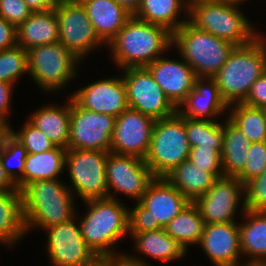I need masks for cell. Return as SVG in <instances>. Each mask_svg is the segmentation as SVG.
I'll use <instances>...</instances> for the list:
<instances>
[{
  "mask_svg": "<svg viewBox=\"0 0 266 266\" xmlns=\"http://www.w3.org/2000/svg\"><path fill=\"white\" fill-rule=\"evenodd\" d=\"M172 44L173 33L169 29L132 16L106 48L115 67L122 70L146 67L172 49Z\"/></svg>",
  "mask_w": 266,
  "mask_h": 266,
  "instance_id": "1",
  "label": "cell"
},
{
  "mask_svg": "<svg viewBox=\"0 0 266 266\" xmlns=\"http://www.w3.org/2000/svg\"><path fill=\"white\" fill-rule=\"evenodd\" d=\"M20 192L26 234L68 222L78 212L75 197L62 179L37 180Z\"/></svg>",
  "mask_w": 266,
  "mask_h": 266,
  "instance_id": "2",
  "label": "cell"
},
{
  "mask_svg": "<svg viewBox=\"0 0 266 266\" xmlns=\"http://www.w3.org/2000/svg\"><path fill=\"white\" fill-rule=\"evenodd\" d=\"M83 202L87 207L86 214L80 217L78 223L87 245L97 256H123V253L115 250V245L129 234L128 205L123 204L120 199L109 197Z\"/></svg>",
  "mask_w": 266,
  "mask_h": 266,
  "instance_id": "3",
  "label": "cell"
},
{
  "mask_svg": "<svg viewBox=\"0 0 266 266\" xmlns=\"http://www.w3.org/2000/svg\"><path fill=\"white\" fill-rule=\"evenodd\" d=\"M265 71L266 35L261 33L251 43L235 46L226 63L212 78L229 107L243 103L253 83Z\"/></svg>",
  "mask_w": 266,
  "mask_h": 266,
  "instance_id": "4",
  "label": "cell"
},
{
  "mask_svg": "<svg viewBox=\"0 0 266 266\" xmlns=\"http://www.w3.org/2000/svg\"><path fill=\"white\" fill-rule=\"evenodd\" d=\"M239 7L240 4L225 1H200L189 7L188 21L197 29L236 46L246 45L261 32L253 27Z\"/></svg>",
  "mask_w": 266,
  "mask_h": 266,
  "instance_id": "5",
  "label": "cell"
},
{
  "mask_svg": "<svg viewBox=\"0 0 266 266\" xmlns=\"http://www.w3.org/2000/svg\"><path fill=\"white\" fill-rule=\"evenodd\" d=\"M189 203L165 177H155L141 200L129 208V236L165 228Z\"/></svg>",
  "mask_w": 266,
  "mask_h": 266,
  "instance_id": "6",
  "label": "cell"
},
{
  "mask_svg": "<svg viewBox=\"0 0 266 266\" xmlns=\"http://www.w3.org/2000/svg\"><path fill=\"white\" fill-rule=\"evenodd\" d=\"M232 42L197 29L189 21L173 32L172 47L194 70L196 77L212 78L235 48Z\"/></svg>",
  "mask_w": 266,
  "mask_h": 266,
  "instance_id": "7",
  "label": "cell"
},
{
  "mask_svg": "<svg viewBox=\"0 0 266 266\" xmlns=\"http://www.w3.org/2000/svg\"><path fill=\"white\" fill-rule=\"evenodd\" d=\"M190 145L185 130V117L178 112L155 121L149 151L144 159L154 177H165L189 158Z\"/></svg>",
  "mask_w": 266,
  "mask_h": 266,
  "instance_id": "8",
  "label": "cell"
},
{
  "mask_svg": "<svg viewBox=\"0 0 266 266\" xmlns=\"http://www.w3.org/2000/svg\"><path fill=\"white\" fill-rule=\"evenodd\" d=\"M28 52L29 77L45 92H62L76 78L82 63L63 44L40 45Z\"/></svg>",
  "mask_w": 266,
  "mask_h": 266,
  "instance_id": "9",
  "label": "cell"
},
{
  "mask_svg": "<svg viewBox=\"0 0 266 266\" xmlns=\"http://www.w3.org/2000/svg\"><path fill=\"white\" fill-rule=\"evenodd\" d=\"M110 152L67 149L65 169L72 194L82 201L108 198L106 159ZM76 194V195H75Z\"/></svg>",
  "mask_w": 266,
  "mask_h": 266,
  "instance_id": "10",
  "label": "cell"
},
{
  "mask_svg": "<svg viewBox=\"0 0 266 266\" xmlns=\"http://www.w3.org/2000/svg\"><path fill=\"white\" fill-rule=\"evenodd\" d=\"M126 87L128 107L155 120L177 113L170 101L146 67H129L121 70Z\"/></svg>",
  "mask_w": 266,
  "mask_h": 266,
  "instance_id": "11",
  "label": "cell"
},
{
  "mask_svg": "<svg viewBox=\"0 0 266 266\" xmlns=\"http://www.w3.org/2000/svg\"><path fill=\"white\" fill-rule=\"evenodd\" d=\"M54 10L59 21V42L81 62L94 54V49L107 46L96 34L80 2H57Z\"/></svg>",
  "mask_w": 266,
  "mask_h": 266,
  "instance_id": "12",
  "label": "cell"
},
{
  "mask_svg": "<svg viewBox=\"0 0 266 266\" xmlns=\"http://www.w3.org/2000/svg\"><path fill=\"white\" fill-rule=\"evenodd\" d=\"M116 118L88 111L70 97V129L67 149L111 150Z\"/></svg>",
  "mask_w": 266,
  "mask_h": 266,
  "instance_id": "13",
  "label": "cell"
},
{
  "mask_svg": "<svg viewBox=\"0 0 266 266\" xmlns=\"http://www.w3.org/2000/svg\"><path fill=\"white\" fill-rule=\"evenodd\" d=\"M105 174L109 198L119 200L117 193H122L135 202L141 200L155 178L143 159L111 152L106 159Z\"/></svg>",
  "mask_w": 266,
  "mask_h": 266,
  "instance_id": "14",
  "label": "cell"
},
{
  "mask_svg": "<svg viewBox=\"0 0 266 266\" xmlns=\"http://www.w3.org/2000/svg\"><path fill=\"white\" fill-rule=\"evenodd\" d=\"M78 215L79 212L68 222L43 230L48 237L45 250L51 266H84L98 257L81 234Z\"/></svg>",
  "mask_w": 266,
  "mask_h": 266,
  "instance_id": "15",
  "label": "cell"
},
{
  "mask_svg": "<svg viewBox=\"0 0 266 266\" xmlns=\"http://www.w3.org/2000/svg\"><path fill=\"white\" fill-rule=\"evenodd\" d=\"M243 184L237 177L223 176L216 179L214 185L193 203L197 206L205 224L237 223V210L244 213Z\"/></svg>",
  "mask_w": 266,
  "mask_h": 266,
  "instance_id": "16",
  "label": "cell"
},
{
  "mask_svg": "<svg viewBox=\"0 0 266 266\" xmlns=\"http://www.w3.org/2000/svg\"><path fill=\"white\" fill-rule=\"evenodd\" d=\"M155 121L128 107L116 117L110 152L144 160L149 151Z\"/></svg>",
  "mask_w": 266,
  "mask_h": 266,
  "instance_id": "17",
  "label": "cell"
},
{
  "mask_svg": "<svg viewBox=\"0 0 266 266\" xmlns=\"http://www.w3.org/2000/svg\"><path fill=\"white\" fill-rule=\"evenodd\" d=\"M70 97L82 108L115 118L128 108L123 78L112 76L96 80L70 93Z\"/></svg>",
  "mask_w": 266,
  "mask_h": 266,
  "instance_id": "18",
  "label": "cell"
},
{
  "mask_svg": "<svg viewBox=\"0 0 266 266\" xmlns=\"http://www.w3.org/2000/svg\"><path fill=\"white\" fill-rule=\"evenodd\" d=\"M199 246L214 266L245 265L238 223L205 224Z\"/></svg>",
  "mask_w": 266,
  "mask_h": 266,
  "instance_id": "19",
  "label": "cell"
},
{
  "mask_svg": "<svg viewBox=\"0 0 266 266\" xmlns=\"http://www.w3.org/2000/svg\"><path fill=\"white\" fill-rule=\"evenodd\" d=\"M169 59L164 55L155 59L146 68L154 80L178 108L194 88L196 74L191 66L181 57Z\"/></svg>",
  "mask_w": 266,
  "mask_h": 266,
  "instance_id": "20",
  "label": "cell"
},
{
  "mask_svg": "<svg viewBox=\"0 0 266 266\" xmlns=\"http://www.w3.org/2000/svg\"><path fill=\"white\" fill-rule=\"evenodd\" d=\"M177 112L182 117L213 121L225 113L227 117L228 105L223 101L213 78L197 77L194 88L178 106Z\"/></svg>",
  "mask_w": 266,
  "mask_h": 266,
  "instance_id": "21",
  "label": "cell"
},
{
  "mask_svg": "<svg viewBox=\"0 0 266 266\" xmlns=\"http://www.w3.org/2000/svg\"><path fill=\"white\" fill-rule=\"evenodd\" d=\"M98 37L107 45L133 16L115 0H82Z\"/></svg>",
  "mask_w": 266,
  "mask_h": 266,
  "instance_id": "22",
  "label": "cell"
},
{
  "mask_svg": "<svg viewBox=\"0 0 266 266\" xmlns=\"http://www.w3.org/2000/svg\"><path fill=\"white\" fill-rule=\"evenodd\" d=\"M17 45L26 51L33 47L59 42V21L54 9L32 12L16 28Z\"/></svg>",
  "mask_w": 266,
  "mask_h": 266,
  "instance_id": "23",
  "label": "cell"
},
{
  "mask_svg": "<svg viewBox=\"0 0 266 266\" xmlns=\"http://www.w3.org/2000/svg\"><path fill=\"white\" fill-rule=\"evenodd\" d=\"M36 110L29 114L27 120L44 132L55 146L67 149L70 129V96L62 106L49 103Z\"/></svg>",
  "mask_w": 266,
  "mask_h": 266,
  "instance_id": "24",
  "label": "cell"
},
{
  "mask_svg": "<svg viewBox=\"0 0 266 266\" xmlns=\"http://www.w3.org/2000/svg\"><path fill=\"white\" fill-rule=\"evenodd\" d=\"M66 151L55 146L46 152L27 153L23 176L16 182L17 189L21 191L37 180L60 179L65 171Z\"/></svg>",
  "mask_w": 266,
  "mask_h": 266,
  "instance_id": "25",
  "label": "cell"
},
{
  "mask_svg": "<svg viewBox=\"0 0 266 266\" xmlns=\"http://www.w3.org/2000/svg\"><path fill=\"white\" fill-rule=\"evenodd\" d=\"M133 248L137 254L148 256L161 262H175L188 253L164 228L154 231L135 233L132 237Z\"/></svg>",
  "mask_w": 266,
  "mask_h": 266,
  "instance_id": "26",
  "label": "cell"
},
{
  "mask_svg": "<svg viewBox=\"0 0 266 266\" xmlns=\"http://www.w3.org/2000/svg\"><path fill=\"white\" fill-rule=\"evenodd\" d=\"M245 221L239 222L240 248L242 256L248 257L245 265H252L266 257V211L242 213Z\"/></svg>",
  "mask_w": 266,
  "mask_h": 266,
  "instance_id": "27",
  "label": "cell"
},
{
  "mask_svg": "<svg viewBox=\"0 0 266 266\" xmlns=\"http://www.w3.org/2000/svg\"><path fill=\"white\" fill-rule=\"evenodd\" d=\"M188 11L189 7L183 0H142L133 16L148 23L164 26L173 33L188 21Z\"/></svg>",
  "mask_w": 266,
  "mask_h": 266,
  "instance_id": "28",
  "label": "cell"
},
{
  "mask_svg": "<svg viewBox=\"0 0 266 266\" xmlns=\"http://www.w3.org/2000/svg\"><path fill=\"white\" fill-rule=\"evenodd\" d=\"M165 178L190 202L205 194L216 181V177L197 167L188 158L177 165Z\"/></svg>",
  "mask_w": 266,
  "mask_h": 266,
  "instance_id": "29",
  "label": "cell"
},
{
  "mask_svg": "<svg viewBox=\"0 0 266 266\" xmlns=\"http://www.w3.org/2000/svg\"><path fill=\"white\" fill-rule=\"evenodd\" d=\"M223 150L221 153L224 176L237 177L244 169L250 142L244 133L223 116Z\"/></svg>",
  "mask_w": 266,
  "mask_h": 266,
  "instance_id": "30",
  "label": "cell"
},
{
  "mask_svg": "<svg viewBox=\"0 0 266 266\" xmlns=\"http://www.w3.org/2000/svg\"><path fill=\"white\" fill-rule=\"evenodd\" d=\"M26 235L21 192L0 191V240L10 245V248Z\"/></svg>",
  "mask_w": 266,
  "mask_h": 266,
  "instance_id": "31",
  "label": "cell"
},
{
  "mask_svg": "<svg viewBox=\"0 0 266 266\" xmlns=\"http://www.w3.org/2000/svg\"><path fill=\"white\" fill-rule=\"evenodd\" d=\"M204 225L197 206L190 202L164 229L186 251H189L192 245L200 243Z\"/></svg>",
  "mask_w": 266,
  "mask_h": 266,
  "instance_id": "32",
  "label": "cell"
},
{
  "mask_svg": "<svg viewBox=\"0 0 266 266\" xmlns=\"http://www.w3.org/2000/svg\"><path fill=\"white\" fill-rule=\"evenodd\" d=\"M227 118L244 133L250 143L266 141L263 109L237 103L228 107Z\"/></svg>",
  "mask_w": 266,
  "mask_h": 266,
  "instance_id": "33",
  "label": "cell"
},
{
  "mask_svg": "<svg viewBox=\"0 0 266 266\" xmlns=\"http://www.w3.org/2000/svg\"><path fill=\"white\" fill-rule=\"evenodd\" d=\"M185 130L190 148L202 146L215 151L223 150V122L220 120L185 117Z\"/></svg>",
  "mask_w": 266,
  "mask_h": 266,
  "instance_id": "34",
  "label": "cell"
},
{
  "mask_svg": "<svg viewBox=\"0 0 266 266\" xmlns=\"http://www.w3.org/2000/svg\"><path fill=\"white\" fill-rule=\"evenodd\" d=\"M28 73V52L23 47L17 45L0 50V82L15 85L21 76Z\"/></svg>",
  "mask_w": 266,
  "mask_h": 266,
  "instance_id": "35",
  "label": "cell"
},
{
  "mask_svg": "<svg viewBox=\"0 0 266 266\" xmlns=\"http://www.w3.org/2000/svg\"><path fill=\"white\" fill-rule=\"evenodd\" d=\"M26 156L25 147L13 135L0 149V159L4 170L15 183L23 176Z\"/></svg>",
  "mask_w": 266,
  "mask_h": 266,
  "instance_id": "36",
  "label": "cell"
},
{
  "mask_svg": "<svg viewBox=\"0 0 266 266\" xmlns=\"http://www.w3.org/2000/svg\"><path fill=\"white\" fill-rule=\"evenodd\" d=\"M12 135L25 147L27 153L46 152L55 147L49 137L28 120L18 131L12 129Z\"/></svg>",
  "mask_w": 266,
  "mask_h": 266,
  "instance_id": "37",
  "label": "cell"
},
{
  "mask_svg": "<svg viewBox=\"0 0 266 266\" xmlns=\"http://www.w3.org/2000/svg\"><path fill=\"white\" fill-rule=\"evenodd\" d=\"M244 207L249 211H266V168L256 178L243 184Z\"/></svg>",
  "mask_w": 266,
  "mask_h": 266,
  "instance_id": "38",
  "label": "cell"
},
{
  "mask_svg": "<svg viewBox=\"0 0 266 266\" xmlns=\"http://www.w3.org/2000/svg\"><path fill=\"white\" fill-rule=\"evenodd\" d=\"M246 158V165L237 176L242 184L260 176L266 168V141L251 143Z\"/></svg>",
  "mask_w": 266,
  "mask_h": 266,
  "instance_id": "39",
  "label": "cell"
},
{
  "mask_svg": "<svg viewBox=\"0 0 266 266\" xmlns=\"http://www.w3.org/2000/svg\"><path fill=\"white\" fill-rule=\"evenodd\" d=\"M221 153L222 151H215L212 148L202 146L192 147L190 149L189 159L197 167L219 178L224 176Z\"/></svg>",
  "mask_w": 266,
  "mask_h": 266,
  "instance_id": "40",
  "label": "cell"
},
{
  "mask_svg": "<svg viewBox=\"0 0 266 266\" xmlns=\"http://www.w3.org/2000/svg\"><path fill=\"white\" fill-rule=\"evenodd\" d=\"M33 11L24 0H0V17L16 28L21 25Z\"/></svg>",
  "mask_w": 266,
  "mask_h": 266,
  "instance_id": "41",
  "label": "cell"
},
{
  "mask_svg": "<svg viewBox=\"0 0 266 266\" xmlns=\"http://www.w3.org/2000/svg\"><path fill=\"white\" fill-rule=\"evenodd\" d=\"M243 104L254 108H266V71L253 83Z\"/></svg>",
  "mask_w": 266,
  "mask_h": 266,
  "instance_id": "42",
  "label": "cell"
},
{
  "mask_svg": "<svg viewBox=\"0 0 266 266\" xmlns=\"http://www.w3.org/2000/svg\"><path fill=\"white\" fill-rule=\"evenodd\" d=\"M17 46L16 27L0 17V50Z\"/></svg>",
  "mask_w": 266,
  "mask_h": 266,
  "instance_id": "43",
  "label": "cell"
},
{
  "mask_svg": "<svg viewBox=\"0 0 266 266\" xmlns=\"http://www.w3.org/2000/svg\"><path fill=\"white\" fill-rule=\"evenodd\" d=\"M14 86L15 85L9 84L7 82H0V118L8 119L12 114L11 101L12 97L14 96L12 95L14 94L13 93Z\"/></svg>",
  "mask_w": 266,
  "mask_h": 266,
  "instance_id": "44",
  "label": "cell"
},
{
  "mask_svg": "<svg viewBox=\"0 0 266 266\" xmlns=\"http://www.w3.org/2000/svg\"><path fill=\"white\" fill-rule=\"evenodd\" d=\"M141 255L124 253L123 256L106 257V266H150Z\"/></svg>",
  "mask_w": 266,
  "mask_h": 266,
  "instance_id": "45",
  "label": "cell"
},
{
  "mask_svg": "<svg viewBox=\"0 0 266 266\" xmlns=\"http://www.w3.org/2000/svg\"><path fill=\"white\" fill-rule=\"evenodd\" d=\"M24 2L33 12L51 10L57 5L55 0H24Z\"/></svg>",
  "mask_w": 266,
  "mask_h": 266,
  "instance_id": "46",
  "label": "cell"
},
{
  "mask_svg": "<svg viewBox=\"0 0 266 266\" xmlns=\"http://www.w3.org/2000/svg\"><path fill=\"white\" fill-rule=\"evenodd\" d=\"M18 190L16 183L9 177L4 170L0 159V191H15Z\"/></svg>",
  "mask_w": 266,
  "mask_h": 266,
  "instance_id": "47",
  "label": "cell"
},
{
  "mask_svg": "<svg viewBox=\"0 0 266 266\" xmlns=\"http://www.w3.org/2000/svg\"><path fill=\"white\" fill-rule=\"evenodd\" d=\"M8 120L10 119L0 118V149L12 135V126Z\"/></svg>",
  "mask_w": 266,
  "mask_h": 266,
  "instance_id": "48",
  "label": "cell"
},
{
  "mask_svg": "<svg viewBox=\"0 0 266 266\" xmlns=\"http://www.w3.org/2000/svg\"><path fill=\"white\" fill-rule=\"evenodd\" d=\"M119 5L134 15L141 5L142 0H115Z\"/></svg>",
  "mask_w": 266,
  "mask_h": 266,
  "instance_id": "49",
  "label": "cell"
},
{
  "mask_svg": "<svg viewBox=\"0 0 266 266\" xmlns=\"http://www.w3.org/2000/svg\"><path fill=\"white\" fill-rule=\"evenodd\" d=\"M84 266H106V257L98 256L95 260Z\"/></svg>",
  "mask_w": 266,
  "mask_h": 266,
  "instance_id": "50",
  "label": "cell"
},
{
  "mask_svg": "<svg viewBox=\"0 0 266 266\" xmlns=\"http://www.w3.org/2000/svg\"><path fill=\"white\" fill-rule=\"evenodd\" d=\"M252 266H266V257L257 260L252 264Z\"/></svg>",
  "mask_w": 266,
  "mask_h": 266,
  "instance_id": "51",
  "label": "cell"
},
{
  "mask_svg": "<svg viewBox=\"0 0 266 266\" xmlns=\"http://www.w3.org/2000/svg\"><path fill=\"white\" fill-rule=\"evenodd\" d=\"M183 1L188 7H190L194 3H197V2H200V1H214V0H183Z\"/></svg>",
  "mask_w": 266,
  "mask_h": 266,
  "instance_id": "52",
  "label": "cell"
},
{
  "mask_svg": "<svg viewBox=\"0 0 266 266\" xmlns=\"http://www.w3.org/2000/svg\"><path fill=\"white\" fill-rule=\"evenodd\" d=\"M218 1H225V2H231V3H236V4H244L247 3L249 0H218Z\"/></svg>",
  "mask_w": 266,
  "mask_h": 266,
  "instance_id": "53",
  "label": "cell"
},
{
  "mask_svg": "<svg viewBox=\"0 0 266 266\" xmlns=\"http://www.w3.org/2000/svg\"><path fill=\"white\" fill-rule=\"evenodd\" d=\"M82 0H63V2H81Z\"/></svg>",
  "mask_w": 266,
  "mask_h": 266,
  "instance_id": "54",
  "label": "cell"
},
{
  "mask_svg": "<svg viewBox=\"0 0 266 266\" xmlns=\"http://www.w3.org/2000/svg\"><path fill=\"white\" fill-rule=\"evenodd\" d=\"M0 244H1V245H3V246L5 245V246H7V247H10V245H9V244H7V243L3 242L2 240H0Z\"/></svg>",
  "mask_w": 266,
  "mask_h": 266,
  "instance_id": "55",
  "label": "cell"
},
{
  "mask_svg": "<svg viewBox=\"0 0 266 266\" xmlns=\"http://www.w3.org/2000/svg\"><path fill=\"white\" fill-rule=\"evenodd\" d=\"M263 111H264V114H265V117H266V108H263Z\"/></svg>",
  "mask_w": 266,
  "mask_h": 266,
  "instance_id": "56",
  "label": "cell"
}]
</instances>
